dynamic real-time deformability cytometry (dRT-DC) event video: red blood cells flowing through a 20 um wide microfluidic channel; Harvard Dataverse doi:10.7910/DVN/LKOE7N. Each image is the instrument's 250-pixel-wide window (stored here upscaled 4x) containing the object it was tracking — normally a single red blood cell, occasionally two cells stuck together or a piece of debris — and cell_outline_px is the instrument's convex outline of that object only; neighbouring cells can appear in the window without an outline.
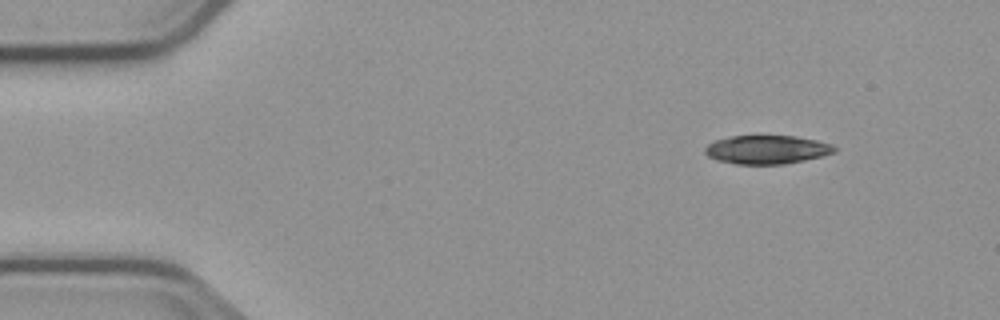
{"species": "common noctule bat (a hibernating species)", "species_latin": "Nyctalus noctula", "temperature_condition": "cold", "stored_images_in_passage": 4, "camera_frame_rate_fps": 3000, "um_per_image_px": 0.085, "animal": {"sex": "male", "body_mass_g": 23.1, "forearm_length_mm": 52.7}, "frame": {"image": 1, "passage_image": 1, "time_ms": 0.0, "image_size_px": [1000, 320], "cell_outline_px": [[840, 148], [836, 152], [804, 160], [784, 164], [736, 164], [716, 160], [708, 156], [704, 152], [704, 148], [708, 144], [716, 140], [732, 136], [796, 136], [816, 140], [832, 144]], "centroid_in_image_um": [65.2, 12.72], "position_along_channel_um": 19.8, "area_um2": 21.62}}